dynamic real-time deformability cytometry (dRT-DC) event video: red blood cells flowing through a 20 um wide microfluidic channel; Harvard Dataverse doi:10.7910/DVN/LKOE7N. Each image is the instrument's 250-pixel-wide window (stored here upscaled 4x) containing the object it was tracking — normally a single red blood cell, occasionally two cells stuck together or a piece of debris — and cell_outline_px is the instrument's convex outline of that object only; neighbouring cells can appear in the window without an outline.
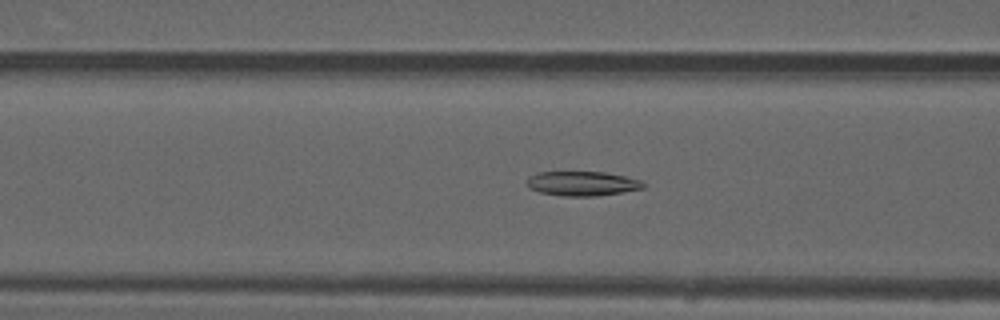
{"species": "common noctule bat (a hibernating species)", "species_latin": "Nyctalus noctula", "temperature_condition": "warm", "stored_images_in_passage": 50, "camera_frame_rate_fps": 3000, "um_per_image_px": 0.085, "animal": {"sex": "male", "forearm_length_mm": 52.5}, "frame": {"image": 1, "passage_image": 19, "time_ms": 6.0, "image_size_px": [1000, 320], "cell_outline_px": [[648, 184], [644, 188], [596, 196], [564, 196], [540, 192], [528, 188], [524, 184], [524, 180], [528, 176], [536, 172], [604, 172], [624, 176], [640, 180]], "centroid_in_image_um": [49.43, 15.59], "position_along_channel_um": 117.2, "area_um2": 16.82}}
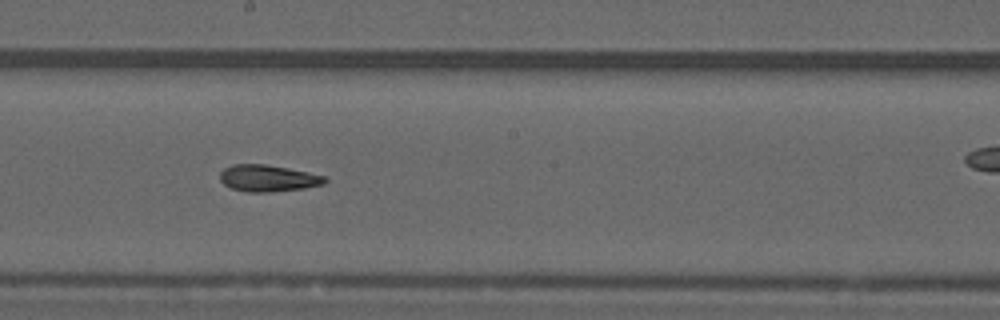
{"frame": {"image": 2, "passage_image": 27, "time_ms": 8.667, "image_size_px": [1000, 320], "cell_outline_px": [[328, 180], [324, 184], [304, 188], [268, 192], [248, 192], [232, 188], [224, 184], [220, 180], [220, 172], [224, 168], [232, 164], [264, 164], [288, 168], [308, 172], [324, 176]], "centroid_in_image_um": [22.77, 15.14], "position_along_channel_um": 225.4, "area_um2": 16.24}}
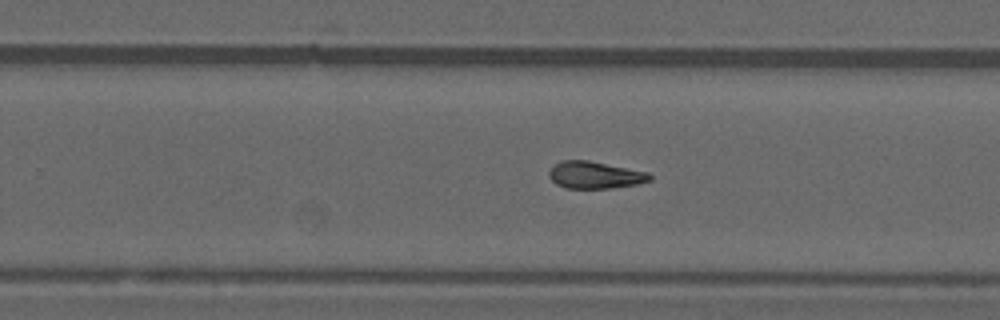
{"frame": {"image": 3, "passage_image": 31, "time_ms": 10.0, "image_size_px": [1000, 320], "cell_outline_px": [[652, 180], [636, 184], [612, 188], [564, 188], [556, 184], [548, 176], [548, 172], [556, 164], [564, 160], [588, 160], [648, 172], [652, 176]], "centroid_in_image_um": [50.57, 14.88], "position_along_channel_um": 279.2, "area_um2": 15.84}, "authors_computed_cell_mechanics": {"area_um2": 16.2707, "velocity_mm_per_s": 4.0653, "shape_relaxation_time_tau1_ms": null, "shape_relaxation_time_tau2_ms": 4.1472, "deformation_change_tau1": null, "deformation_change_tau2": 0.1218}}